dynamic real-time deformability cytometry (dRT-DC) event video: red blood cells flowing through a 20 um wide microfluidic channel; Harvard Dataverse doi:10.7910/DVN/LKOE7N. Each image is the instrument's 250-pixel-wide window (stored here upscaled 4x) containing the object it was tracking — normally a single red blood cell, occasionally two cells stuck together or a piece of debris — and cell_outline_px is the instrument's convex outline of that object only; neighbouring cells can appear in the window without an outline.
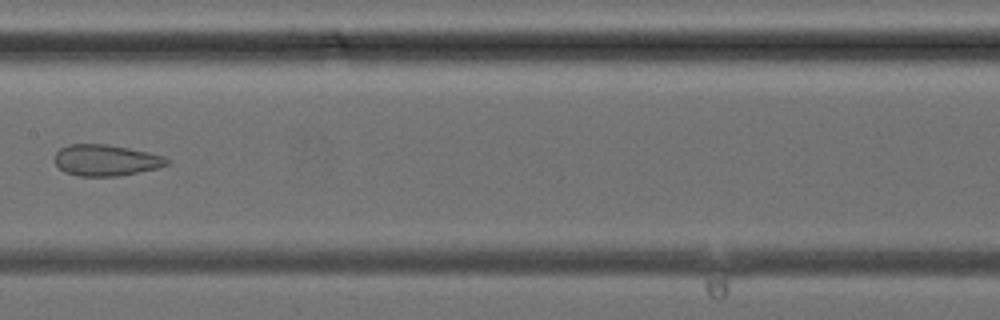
{"species": "common noctule bat (a hibernating species)", "species_latin": "Nyctalus noctula", "temperature_condition": "cold", "stored_images_in_passage": 36, "camera_frame_rate_fps": 3000, "um_per_image_px": 0.085, "animal": {"sex": "female", "body_mass_g": 24.6, "forearm_length_mm": 56.2}, "frame": {"image": 1, "passage_image": 17, "time_ms": 5.333, "image_size_px": [1000, 320], "cell_outline_px": [[172, 164], [156, 168], [116, 176], [80, 176], [64, 172], [56, 164], [56, 152], [60, 148], [68, 144], [108, 144], [148, 152], [164, 156], [172, 160]], "centroid_in_image_um": [9.04, 13.61], "position_along_channel_um": 198.4, "area_um2": 20.4}}
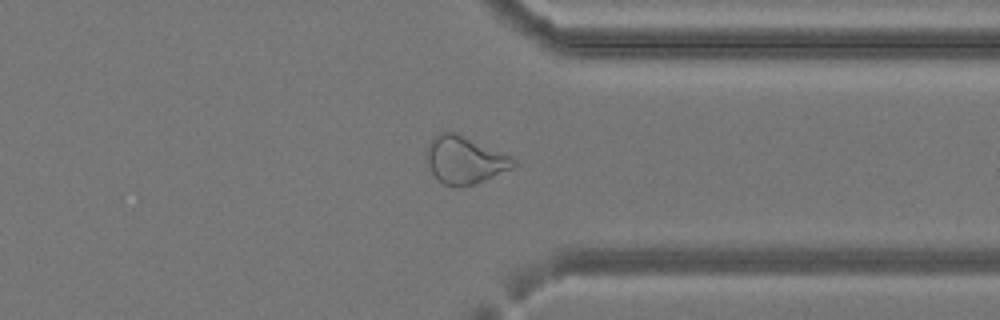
{"frame": {"image": 2, "passage_image": 27, "time_ms": 8.667, "image_size_px": [1000, 320], "cell_outline_px": [[520, 164], [512, 168], [472, 184], [444, 184], [432, 172], [428, 164], [428, 144], [440, 132], [456, 132], [512, 156]], "centroid_in_image_um": [39.55, 13.55], "position_along_channel_um": 371.8, "area_um2": 23.24}}
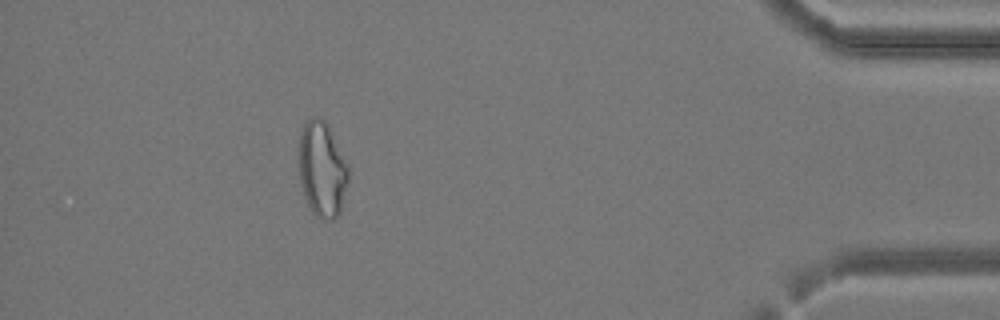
{"frame": {"image": 3, "passage_image": 32, "time_ms": 10.333, "image_size_px": [1000, 320], "cell_outline_px": [[348, 184], [340, 212], [332, 220], [316, 216], [312, 212], [304, 196], [300, 184], [296, 156], [300, 132], [304, 124], [312, 116], [320, 116], [328, 124], [348, 164]], "centroid_in_image_um": [27.34, 14.34], "position_along_channel_um": 407.9, "area_um2": 28.26}}